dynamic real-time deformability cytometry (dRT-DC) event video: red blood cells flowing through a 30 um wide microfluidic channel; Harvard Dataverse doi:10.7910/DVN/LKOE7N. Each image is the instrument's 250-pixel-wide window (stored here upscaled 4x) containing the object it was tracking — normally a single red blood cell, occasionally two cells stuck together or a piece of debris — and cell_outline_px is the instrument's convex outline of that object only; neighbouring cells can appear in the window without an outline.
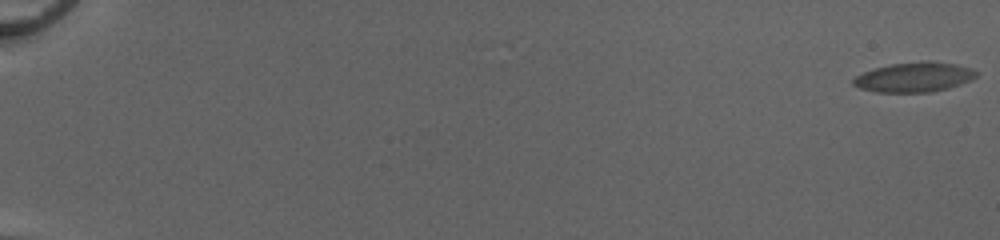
{"species": "common noctule bat (a hibernating species)", "species_latin": "Nyctalus noctula", "temperature_condition": "cold", "stored_images_in_passage": 57, "camera_frame_rate_fps": 3000, "um_per_image_px": 0.085, "animal": {"sex": "female", "body_mass_g": 20.0, "forearm_length_mm": 54.0}, "frame": {"image": 1, "passage_image": 1, "time_ms": 0.0, "image_size_px": [1000, 240], "cell_outline_px": [[976, 76], [960, 84], [948, 88], [928, 92], [876, 92], [860, 88], [852, 84], [852, 80], [856, 76], [864, 72], [876, 68], [892, 64], [920, 60], [928, 60], [956, 64], [972, 68], [976, 72]], "centroid_in_image_um": [77.69, 6.54], "position_along_channel_um": 7.3, "area_um2": 21.21}}
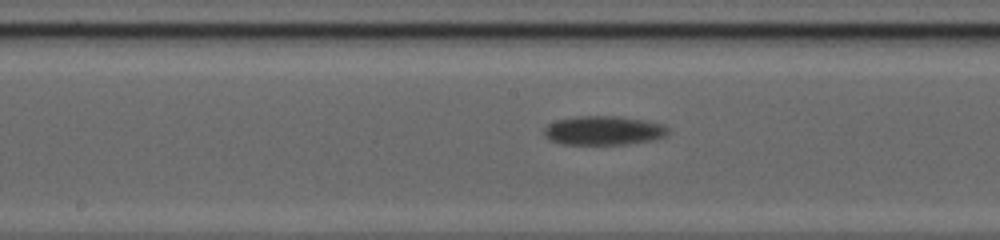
{"frame": {"image": 2, "passage_image": 33, "time_ms": 10.667, "image_size_px": [1000, 240], "cell_outline_px": [[672, 132], [668, 136], [656, 140], [628, 144], [560, 144], [548, 140], [544, 136], [544, 128], [548, 124], [556, 120], [576, 116], [620, 116], [644, 120], [664, 124], [672, 128]], "centroid_in_image_um": [51.38, 11.1], "position_along_channel_um": 196.8, "area_um2": 21.62}}
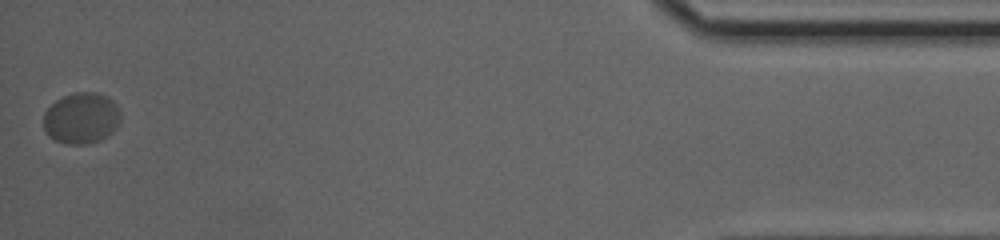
{"frame": {"image": 3, "passage_image": 57, "time_ms": 18.667, "image_size_px": [1000, 240], "cell_outline_px": [[120, 120], [116, 128], [112, 132], [100, 140], [88, 144], [68, 144], [56, 140], [48, 136], [44, 128], [44, 112], [56, 100], [64, 96], [76, 92], [96, 92], [112, 100], [116, 104], [120, 112]], "centroid_in_image_um": [6.92, 10.05], "position_along_channel_um": 428.3, "area_um2": 22.89}, "authors_computed_cell_mechanics": {"area_um2": 20.4034, "velocity_mm_per_s": 3.8616, "shape_relaxation_time_tau1_ms": 6.4712, "shape_relaxation_time_tau2_ms": null, "deformation_change_tau1": 0.1329, "deformation_change_tau2": null}}